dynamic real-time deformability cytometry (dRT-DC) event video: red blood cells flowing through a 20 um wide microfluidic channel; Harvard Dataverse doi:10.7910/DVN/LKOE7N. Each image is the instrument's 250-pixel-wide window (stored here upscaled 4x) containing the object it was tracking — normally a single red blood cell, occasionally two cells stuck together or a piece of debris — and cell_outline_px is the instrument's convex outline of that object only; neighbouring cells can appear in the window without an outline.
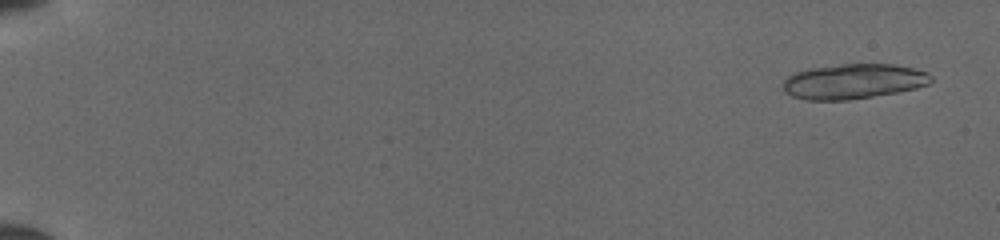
{"species": "common noctule bat (a hibernating species)", "species_latin": "Nyctalus noctula", "temperature_condition": "cold", "stored_images_in_passage": 22, "camera_frame_rate_fps": 3000, "um_per_image_px": 0.085, "animal": {"sex": "female", "body_mass_g": 19.5, "forearm_length_mm": 54.1}, "frame": {"image": 1, "passage_image": 3, "time_ms": 0.667, "image_size_px": [1000, 240], "cell_outline_px": [[932, 80], [928, 84], [916, 88], [896, 92], [848, 100], [804, 100], [792, 96], [784, 92], [784, 80], [792, 72], [808, 68], [840, 64], [892, 64], [912, 68], [928, 72], [932, 76]], "centroid_in_image_um": [72.5, 6.91], "position_along_channel_um": 12.5, "area_um2": 30.29}}